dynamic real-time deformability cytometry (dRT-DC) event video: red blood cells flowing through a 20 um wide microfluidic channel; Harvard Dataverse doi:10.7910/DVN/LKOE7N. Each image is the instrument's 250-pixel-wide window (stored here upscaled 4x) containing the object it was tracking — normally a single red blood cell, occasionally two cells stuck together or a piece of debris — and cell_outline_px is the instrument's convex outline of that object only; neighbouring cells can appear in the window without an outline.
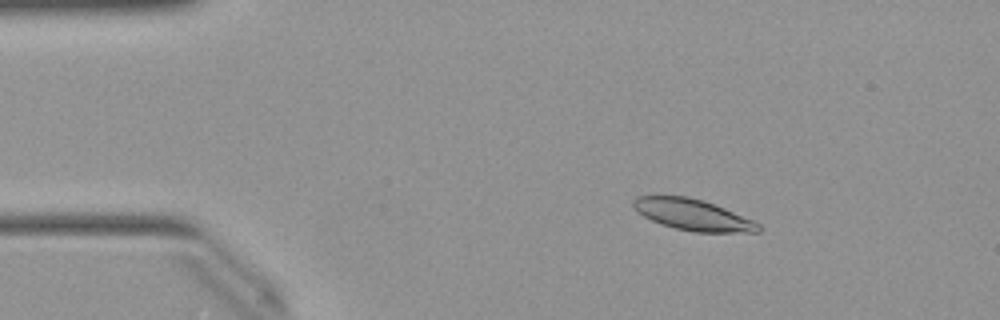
{"species": "Egyptian fruit bat (a non-hibernating species)", "species_latin": "Rousettus aegyptiacus", "temperature_condition": "warm", "stored_images_in_passage": 52, "camera_frame_rate_fps": 3000, "um_per_image_px": 0.085, "animal": {"sex": "female"}, "frame": {"image": 1, "passage_image": 8, "time_ms": 2.333, "image_size_px": [1000, 320], "cell_outline_px": [[760, 232], [692, 232], [660, 224], [636, 212], [632, 204], [632, 200], [636, 196], [688, 196], [704, 200], [724, 208], [752, 220], [760, 224]], "centroid_in_image_um": [58.85, 18.25], "position_along_channel_um": 26.1, "area_um2": 22.66}}
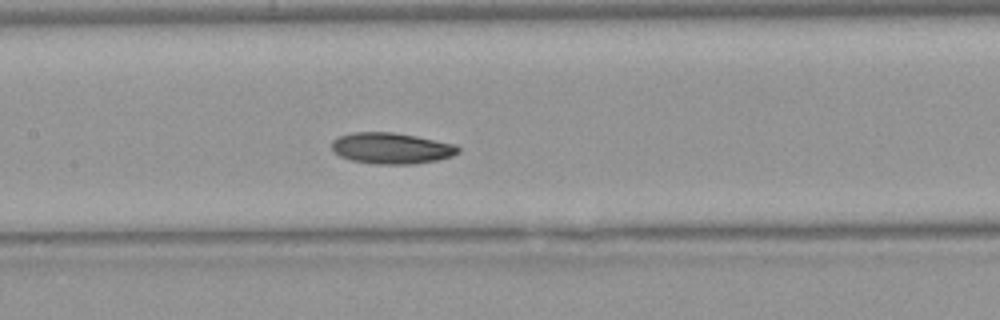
{"frame": {"image": 2, "passage_image": 24, "time_ms": 7.667, "image_size_px": [1000, 320], "cell_outline_px": [[460, 152], [452, 156], [436, 160], [416, 164], [376, 164], [352, 160], [340, 156], [332, 148], [332, 140], [336, 136], [352, 132], [392, 132], [416, 136], [456, 144], [460, 148]], "centroid_in_image_um": [33.28, 12.59], "position_along_channel_um": 174.1, "area_um2": 23.0}}
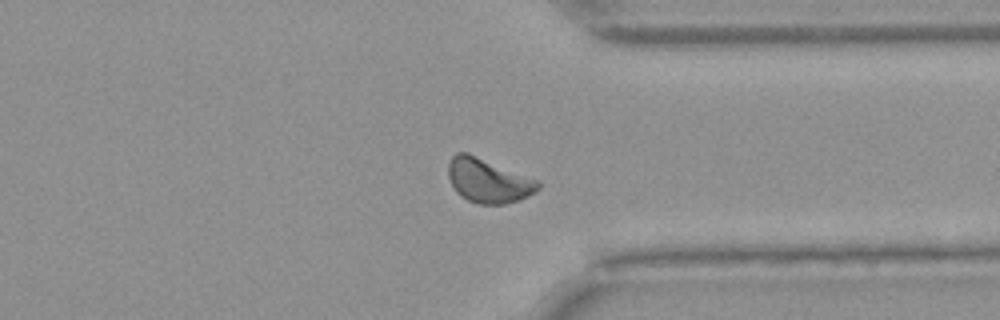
{"frame": {"image": 3, "passage_image": 39, "time_ms": 12.667, "image_size_px": [1000, 320], "cell_outline_px": [[540, 188], [528, 196], [520, 200], [504, 204], [476, 204], [460, 196], [456, 192], [448, 176], [448, 164], [452, 156], [456, 152], [468, 152], [540, 180]], "centroid_in_image_um": [41.51, 15.34], "position_along_channel_um": 369.9, "area_um2": 23.47}, "authors_computed_cell_mechanics": {"area_um2": 22.6287, "velocity_mm_per_s": 3.9612, "shape_relaxation_time_tau1_ms": 3.1688, "shape_relaxation_time_tau2_ms": null, "deformation_change_tau1": 0.0885, "deformation_change_tau2": null}}